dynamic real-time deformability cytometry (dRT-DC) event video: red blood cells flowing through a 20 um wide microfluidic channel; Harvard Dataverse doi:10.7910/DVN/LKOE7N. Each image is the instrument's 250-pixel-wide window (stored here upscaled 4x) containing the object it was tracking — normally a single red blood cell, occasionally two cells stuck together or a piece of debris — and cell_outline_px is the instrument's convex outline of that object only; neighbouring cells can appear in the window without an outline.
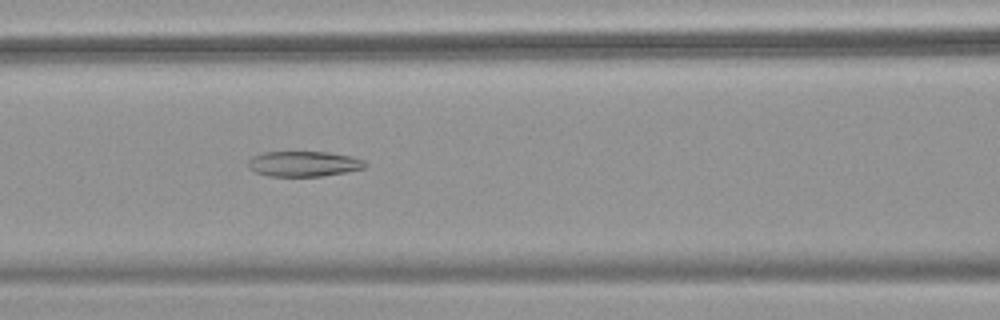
{"species": "common noctule bat (a hibernating species)", "species_latin": "Nyctalus noctula", "temperature_condition": "warm", "stored_images_in_passage": 52, "camera_frame_rate_fps": 3000, "um_per_image_px": 0.085, "animal": {"sex": "female", "body_mass_g": 18.4}, "frame": {"image": 1, "passage_image": 22, "time_ms": 7.0, "image_size_px": [1000, 320], "cell_outline_px": [[368, 164], [364, 168], [324, 176], [268, 176], [256, 172], [248, 168], [248, 160], [252, 156], [264, 152], [328, 152], [352, 156], [364, 160]], "centroid_in_image_um": [25.81, 13.92], "position_along_channel_um": 140.8, "area_um2": 17.34}}
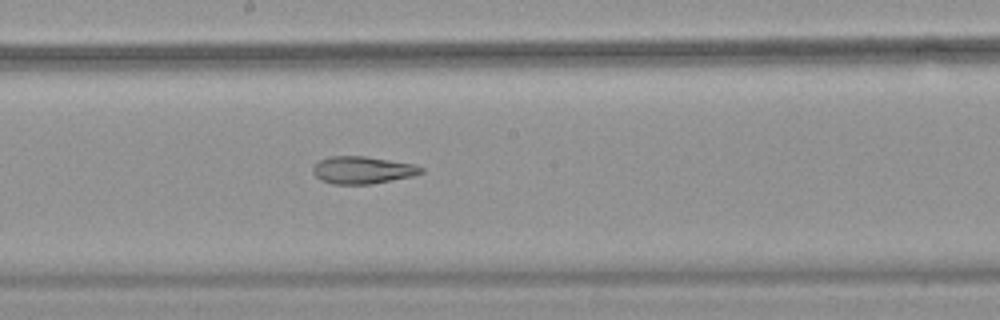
{"frame": {"image": 2, "passage_image": 28, "time_ms": 9.0, "image_size_px": [1000, 320], "cell_outline_px": [[424, 172], [412, 176], [372, 184], [332, 184], [320, 180], [312, 172], [312, 168], [320, 160], [328, 156], [364, 156], [416, 164], [424, 168]], "centroid_in_image_um": [30.82, 14.45], "position_along_channel_um": 217.4, "area_um2": 17.34}}
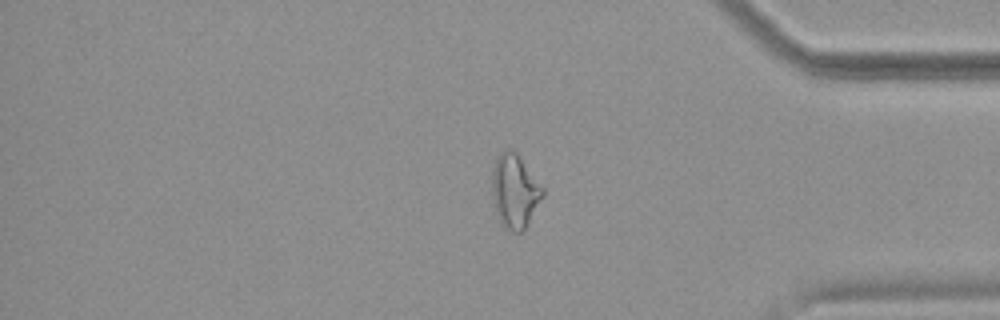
{"frame": {"image": 3, "passage_image": 43, "time_ms": 14.0, "image_size_px": [1000, 320], "cell_outline_px": [[544, 192], [524, 232], [512, 232], [500, 220], [496, 212], [492, 196], [492, 168], [496, 156], [500, 152], [508, 148], [516, 152], [544, 188]], "centroid_in_image_um": [43.74, 16.22], "position_along_channel_um": 391.5, "area_um2": 21.62}, "authors_computed_cell_mechanics": {"area_um2": 21.7328, "velocity_mm_per_s": 3.8433, "shape_relaxation_time_tau1_ms": null, "shape_relaxation_time_tau2_ms": 4.0862, "deformation_change_tau1": null, "deformation_change_tau2": 0.1379}}